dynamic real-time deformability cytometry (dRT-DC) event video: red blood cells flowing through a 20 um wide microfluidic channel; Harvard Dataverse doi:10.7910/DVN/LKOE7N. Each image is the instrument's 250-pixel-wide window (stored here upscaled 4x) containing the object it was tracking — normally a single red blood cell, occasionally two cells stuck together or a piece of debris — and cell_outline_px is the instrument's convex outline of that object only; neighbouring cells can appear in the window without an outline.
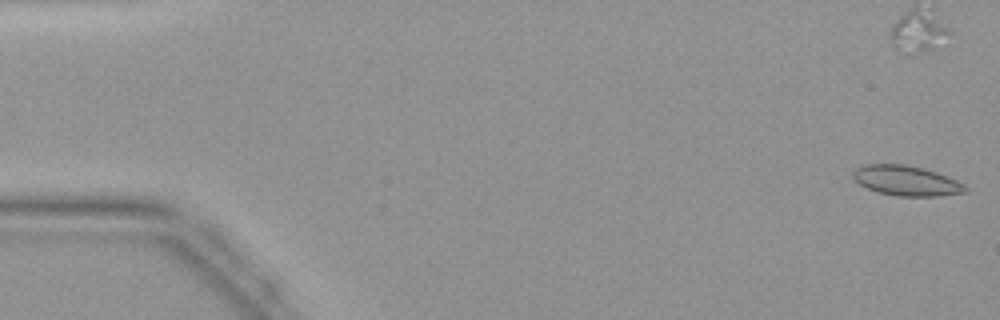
{"species": "common noctule bat (a hibernating species)", "species_latin": "Nyctalus noctula", "temperature_condition": "warm", "stored_images_in_passage": 45, "camera_frame_rate_fps": 3000, "um_per_image_px": 0.085, "animal": {"sex": "female", "body_mass_g": 19.9}, "frame": {"image": 1, "passage_image": 1, "time_ms": 0.0, "image_size_px": [1000, 320], "cell_outline_px": [[968, 192], [940, 196], [896, 196], [876, 192], [860, 184], [852, 176], [852, 172], [856, 168], [864, 164], [904, 164], [924, 168], [948, 176], [964, 184], [968, 188]], "centroid_in_image_um": [77.06, 15.36], "position_along_channel_um": 7.9, "area_um2": 19.83}}
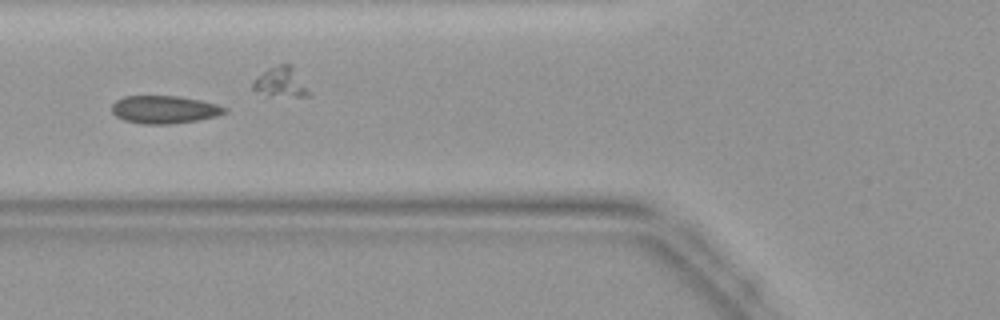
{"frame": {"image": 2, "passage_image": 17, "time_ms": 5.333, "image_size_px": [1000, 320], "cell_outline_px": [[228, 112], [216, 116], [196, 120], [168, 124], [140, 124], [124, 120], [116, 116], [112, 112], [112, 104], [116, 100], [124, 96], [180, 96], [200, 100], [216, 104], [228, 108]], "centroid_in_image_um": [13.96, 9.31], "position_along_channel_um": 111.8, "area_um2": 18.32}}
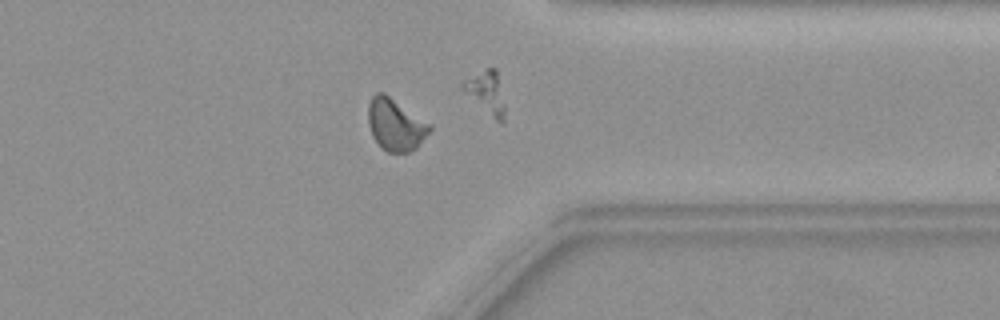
{"frame": {"image": 3, "passage_image": 35, "time_ms": 11.333, "image_size_px": [1000, 320], "cell_outline_px": [[432, 128], [416, 148], [408, 152], [388, 152], [372, 136], [368, 124], [368, 104], [372, 96], [376, 92], [384, 92], [432, 124]], "centroid_in_image_um": [33.62, 10.56], "position_along_channel_um": 377.8, "area_um2": 18.61}}